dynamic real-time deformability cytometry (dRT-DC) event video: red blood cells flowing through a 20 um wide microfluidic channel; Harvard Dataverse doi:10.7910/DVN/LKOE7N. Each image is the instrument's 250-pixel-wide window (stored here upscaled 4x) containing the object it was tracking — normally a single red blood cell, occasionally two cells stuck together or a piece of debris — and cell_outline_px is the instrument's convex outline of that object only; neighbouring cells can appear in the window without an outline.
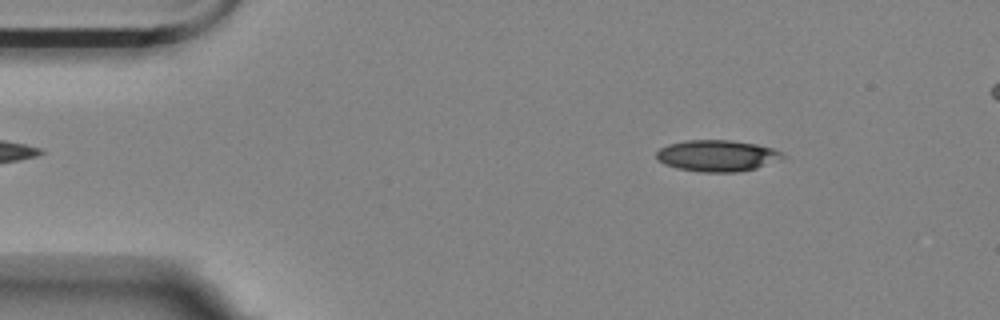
{"species": "Egyptian fruit bat (a non-hibernating species)", "species_latin": "Rousettus aegyptiacus", "temperature_condition": "room temperature", "stored_images_in_passage": 11, "camera_frame_rate_fps": 3000, "um_per_image_px": 0.085, "animal": {"sex": "female"}, "frame": {"image": 1, "passage_image": 5, "time_ms": 1.333, "image_size_px": [1000, 320], "cell_outline_px": [[788, 156], [756, 168], [736, 172], [700, 172], [676, 168], [664, 164], [656, 160], [656, 152], [660, 148], [668, 144], [688, 140], [732, 140], [756, 144], [772, 148]], "centroid_in_image_um": [60.92, 13.23], "position_along_channel_um": 24.1, "area_um2": 23.12}}